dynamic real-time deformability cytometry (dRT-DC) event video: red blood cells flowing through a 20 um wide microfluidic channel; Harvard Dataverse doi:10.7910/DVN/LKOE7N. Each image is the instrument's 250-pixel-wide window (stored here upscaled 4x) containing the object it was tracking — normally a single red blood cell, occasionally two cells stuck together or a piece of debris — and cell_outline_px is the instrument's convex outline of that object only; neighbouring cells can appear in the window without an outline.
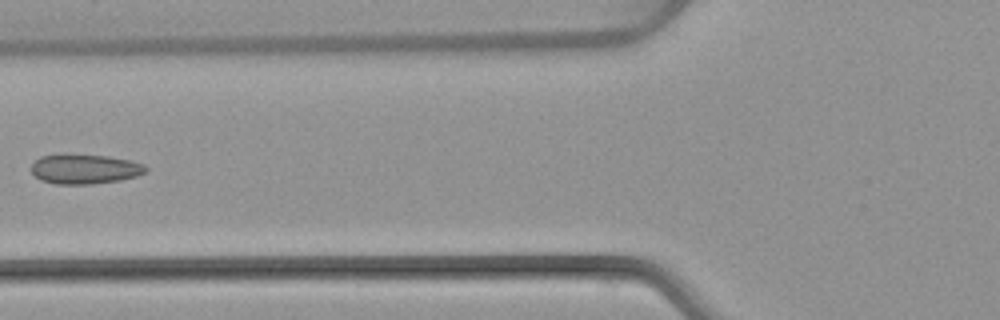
{"species": "common noctule bat (a hibernating species)", "species_latin": "Nyctalus noctula", "temperature_condition": "warm", "stored_images_in_passage": 6, "camera_frame_rate_fps": 3000, "um_per_image_px": 0.085, "animal": {"sex": "female", "body_mass_g": 22.7, "forearm_length_mm": 54.2}, "frame": {"image": 1, "passage_image": 6, "time_ms": 6.333, "image_size_px": [1000, 320], "cell_outline_px": [[148, 168], [144, 172], [136, 176], [120, 180], [88, 184], [56, 184], [40, 180], [32, 172], [32, 164], [40, 156], [64, 152], [108, 156], [128, 160], [144, 164]], "centroid_in_image_um": [7.16, 14.33], "position_along_channel_um": 118.6, "area_um2": 20.11}}